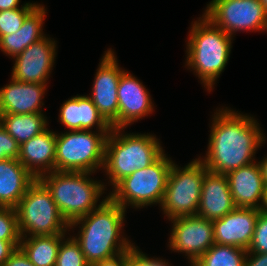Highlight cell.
I'll list each match as a JSON object with an SVG mask.
<instances>
[{
  "label": "cell",
  "mask_w": 267,
  "mask_h": 266,
  "mask_svg": "<svg viewBox=\"0 0 267 266\" xmlns=\"http://www.w3.org/2000/svg\"><path fill=\"white\" fill-rule=\"evenodd\" d=\"M213 119L208 152L200 159L206 169L227 174L253 163L256 149L265 142L256 120L230 109L219 110Z\"/></svg>",
  "instance_id": "cell-1"
},
{
  "label": "cell",
  "mask_w": 267,
  "mask_h": 266,
  "mask_svg": "<svg viewBox=\"0 0 267 266\" xmlns=\"http://www.w3.org/2000/svg\"><path fill=\"white\" fill-rule=\"evenodd\" d=\"M124 214L125 209L107 196L89 214L69 224L71 229L82 224L79 237L74 239L79 243L86 261L91 266L133 246L126 238L120 237Z\"/></svg>",
  "instance_id": "cell-2"
},
{
  "label": "cell",
  "mask_w": 267,
  "mask_h": 266,
  "mask_svg": "<svg viewBox=\"0 0 267 266\" xmlns=\"http://www.w3.org/2000/svg\"><path fill=\"white\" fill-rule=\"evenodd\" d=\"M191 28L187 43V65L195 70L200 81L211 91L228 62L233 39L204 15Z\"/></svg>",
  "instance_id": "cell-3"
},
{
  "label": "cell",
  "mask_w": 267,
  "mask_h": 266,
  "mask_svg": "<svg viewBox=\"0 0 267 266\" xmlns=\"http://www.w3.org/2000/svg\"><path fill=\"white\" fill-rule=\"evenodd\" d=\"M121 130L123 128H112L105 144L103 168L113 187L136 170L151 165L164 153L154 135H122Z\"/></svg>",
  "instance_id": "cell-4"
},
{
  "label": "cell",
  "mask_w": 267,
  "mask_h": 266,
  "mask_svg": "<svg viewBox=\"0 0 267 266\" xmlns=\"http://www.w3.org/2000/svg\"><path fill=\"white\" fill-rule=\"evenodd\" d=\"M90 174L54 170L39 178L49 189L60 214L68 224L97 208V201L105 188L100 182L90 180Z\"/></svg>",
  "instance_id": "cell-5"
},
{
  "label": "cell",
  "mask_w": 267,
  "mask_h": 266,
  "mask_svg": "<svg viewBox=\"0 0 267 266\" xmlns=\"http://www.w3.org/2000/svg\"><path fill=\"white\" fill-rule=\"evenodd\" d=\"M21 238L65 234L69 224L62 217L49 189L40 179H35L15 207Z\"/></svg>",
  "instance_id": "cell-6"
},
{
  "label": "cell",
  "mask_w": 267,
  "mask_h": 266,
  "mask_svg": "<svg viewBox=\"0 0 267 266\" xmlns=\"http://www.w3.org/2000/svg\"><path fill=\"white\" fill-rule=\"evenodd\" d=\"M172 163L163 153L151 165L121 180L108 196L124 209L127 204L136 208L161 205Z\"/></svg>",
  "instance_id": "cell-7"
},
{
  "label": "cell",
  "mask_w": 267,
  "mask_h": 266,
  "mask_svg": "<svg viewBox=\"0 0 267 266\" xmlns=\"http://www.w3.org/2000/svg\"><path fill=\"white\" fill-rule=\"evenodd\" d=\"M109 133L76 130L56 134L55 171L93 173L99 167L103 168Z\"/></svg>",
  "instance_id": "cell-8"
},
{
  "label": "cell",
  "mask_w": 267,
  "mask_h": 266,
  "mask_svg": "<svg viewBox=\"0 0 267 266\" xmlns=\"http://www.w3.org/2000/svg\"><path fill=\"white\" fill-rule=\"evenodd\" d=\"M207 171L199 158L181 170L172 163L160 205L169 219L197 214Z\"/></svg>",
  "instance_id": "cell-9"
},
{
  "label": "cell",
  "mask_w": 267,
  "mask_h": 266,
  "mask_svg": "<svg viewBox=\"0 0 267 266\" xmlns=\"http://www.w3.org/2000/svg\"><path fill=\"white\" fill-rule=\"evenodd\" d=\"M232 36L239 30H267V13L259 0H212L204 13Z\"/></svg>",
  "instance_id": "cell-10"
},
{
  "label": "cell",
  "mask_w": 267,
  "mask_h": 266,
  "mask_svg": "<svg viewBox=\"0 0 267 266\" xmlns=\"http://www.w3.org/2000/svg\"><path fill=\"white\" fill-rule=\"evenodd\" d=\"M173 223L170 249L188 255L191 266L215 244L213 221L197 215L169 219Z\"/></svg>",
  "instance_id": "cell-11"
},
{
  "label": "cell",
  "mask_w": 267,
  "mask_h": 266,
  "mask_svg": "<svg viewBox=\"0 0 267 266\" xmlns=\"http://www.w3.org/2000/svg\"><path fill=\"white\" fill-rule=\"evenodd\" d=\"M114 55L110 49L102 57L89 98L111 128H118V83L125 70L118 66Z\"/></svg>",
  "instance_id": "cell-12"
},
{
  "label": "cell",
  "mask_w": 267,
  "mask_h": 266,
  "mask_svg": "<svg viewBox=\"0 0 267 266\" xmlns=\"http://www.w3.org/2000/svg\"><path fill=\"white\" fill-rule=\"evenodd\" d=\"M56 43L50 38H42L15 56L12 76L16 81L46 85L50 70L55 63Z\"/></svg>",
  "instance_id": "cell-13"
},
{
  "label": "cell",
  "mask_w": 267,
  "mask_h": 266,
  "mask_svg": "<svg viewBox=\"0 0 267 266\" xmlns=\"http://www.w3.org/2000/svg\"><path fill=\"white\" fill-rule=\"evenodd\" d=\"M257 208L236 207L224 217L213 221L215 244L230 245L248 250L256 220Z\"/></svg>",
  "instance_id": "cell-14"
},
{
  "label": "cell",
  "mask_w": 267,
  "mask_h": 266,
  "mask_svg": "<svg viewBox=\"0 0 267 266\" xmlns=\"http://www.w3.org/2000/svg\"><path fill=\"white\" fill-rule=\"evenodd\" d=\"M118 128L147 116L153 104L147 89L128 72H124L118 83Z\"/></svg>",
  "instance_id": "cell-15"
},
{
  "label": "cell",
  "mask_w": 267,
  "mask_h": 266,
  "mask_svg": "<svg viewBox=\"0 0 267 266\" xmlns=\"http://www.w3.org/2000/svg\"><path fill=\"white\" fill-rule=\"evenodd\" d=\"M236 208L226 174L207 171L202 185L197 216L218 220Z\"/></svg>",
  "instance_id": "cell-16"
},
{
  "label": "cell",
  "mask_w": 267,
  "mask_h": 266,
  "mask_svg": "<svg viewBox=\"0 0 267 266\" xmlns=\"http://www.w3.org/2000/svg\"><path fill=\"white\" fill-rule=\"evenodd\" d=\"M226 177L236 207L260 209L266 185L259 163L232 170Z\"/></svg>",
  "instance_id": "cell-17"
},
{
  "label": "cell",
  "mask_w": 267,
  "mask_h": 266,
  "mask_svg": "<svg viewBox=\"0 0 267 266\" xmlns=\"http://www.w3.org/2000/svg\"><path fill=\"white\" fill-rule=\"evenodd\" d=\"M55 157L56 133L46 129L20 145L18 160L36 179H39L43 174L55 170Z\"/></svg>",
  "instance_id": "cell-18"
},
{
  "label": "cell",
  "mask_w": 267,
  "mask_h": 266,
  "mask_svg": "<svg viewBox=\"0 0 267 266\" xmlns=\"http://www.w3.org/2000/svg\"><path fill=\"white\" fill-rule=\"evenodd\" d=\"M45 90L46 85L12 78L10 84L0 89V114L42 113L41 100Z\"/></svg>",
  "instance_id": "cell-19"
},
{
  "label": "cell",
  "mask_w": 267,
  "mask_h": 266,
  "mask_svg": "<svg viewBox=\"0 0 267 266\" xmlns=\"http://www.w3.org/2000/svg\"><path fill=\"white\" fill-rule=\"evenodd\" d=\"M59 119L70 131L90 130L97 125L99 132H110L111 126L99 114L97 107L88 96H75L60 108Z\"/></svg>",
  "instance_id": "cell-20"
},
{
  "label": "cell",
  "mask_w": 267,
  "mask_h": 266,
  "mask_svg": "<svg viewBox=\"0 0 267 266\" xmlns=\"http://www.w3.org/2000/svg\"><path fill=\"white\" fill-rule=\"evenodd\" d=\"M35 179L18 159L0 160V207L15 208Z\"/></svg>",
  "instance_id": "cell-21"
},
{
  "label": "cell",
  "mask_w": 267,
  "mask_h": 266,
  "mask_svg": "<svg viewBox=\"0 0 267 266\" xmlns=\"http://www.w3.org/2000/svg\"><path fill=\"white\" fill-rule=\"evenodd\" d=\"M46 9L40 4L25 18L22 27L16 32L0 38V49L7 55L15 57L31 44L45 36L42 32Z\"/></svg>",
  "instance_id": "cell-22"
},
{
  "label": "cell",
  "mask_w": 267,
  "mask_h": 266,
  "mask_svg": "<svg viewBox=\"0 0 267 266\" xmlns=\"http://www.w3.org/2000/svg\"><path fill=\"white\" fill-rule=\"evenodd\" d=\"M65 234L21 238L19 248L35 266H55L58 249ZM26 239V240H23Z\"/></svg>",
  "instance_id": "cell-23"
},
{
  "label": "cell",
  "mask_w": 267,
  "mask_h": 266,
  "mask_svg": "<svg viewBox=\"0 0 267 266\" xmlns=\"http://www.w3.org/2000/svg\"><path fill=\"white\" fill-rule=\"evenodd\" d=\"M0 124L19 145L47 129L43 113L0 114Z\"/></svg>",
  "instance_id": "cell-24"
},
{
  "label": "cell",
  "mask_w": 267,
  "mask_h": 266,
  "mask_svg": "<svg viewBox=\"0 0 267 266\" xmlns=\"http://www.w3.org/2000/svg\"><path fill=\"white\" fill-rule=\"evenodd\" d=\"M247 250L214 244L192 266H244Z\"/></svg>",
  "instance_id": "cell-25"
},
{
  "label": "cell",
  "mask_w": 267,
  "mask_h": 266,
  "mask_svg": "<svg viewBox=\"0 0 267 266\" xmlns=\"http://www.w3.org/2000/svg\"><path fill=\"white\" fill-rule=\"evenodd\" d=\"M38 6L35 3H26L21 8L0 11V38L4 35L16 33L25 18Z\"/></svg>",
  "instance_id": "cell-26"
},
{
  "label": "cell",
  "mask_w": 267,
  "mask_h": 266,
  "mask_svg": "<svg viewBox=\"0 0 267 266\" xmlns=\"http://www.w3.org/2000/svg\"><path fill=\"white\" fill-rule=\"evenodd\" d=\"M55 266H91L84 257L79 243L73 238L61 241Z\"/></svg>",
  "instance_id": "cell-27"
},
{
  "label": "cell",
  "mask_w": 267,
  "mask_h": 266,
  "mask_svg": "<svg viewBox=\"0 0 267 266\" xmlns=\"http://www.w3.org/2000/svg\"><path fill=\"white\" fill-rule=\"evenodd\" d=\"M0 240L20 241L17 212L12 207H0Z\"/></svg>",
  "instance_id": "cell-28"
},
{
  "label": "cell",
  "mask_w": 267,
  "mask_h": 266,
  "mask_svg": "<svg viewBox=\"0 0 267 266\" xmlns=\"http://www.w3.org/2000/svg\"><path fill=\"white\" fill-rule=\"evenodd\" d=\"M250 253H267V213L259 212L251 244Z\"/></svg>",
  "instance_id": "cell-29"
},
{
  "label": "cell",
  "mask_w": 267,
  "mask_h": 266,
  "mask_svg": "<svg viewBox=\"0 0 267 266\" xmlns=\"http://www.w3.org/2000/svg\"><path fill=\"white\" fill-rule=\"evenodd\" d=\"M20 145L0 124V160L18 159Z\"/></svg>",
  "instance_id": "cell-30"
},
{
  "label": "cell",
  "mask_w": 267,
  "mask_h": 266,
  "mask_svg": "<svg viewBox=\"0 0 267 266\" xmlns=\"http://www.w3.org/2000/svg\"><path fill=\"white\" fill-rule=\"evenodd\" d=\"M129 266H169L168 263L163 262L158 258H149L144 253L140 252L136 246L131 247V258Z\"/></svg>",
  "instance_id": "cell-31"
},
{
  "label": "cell",
  "mask_w": 267,
  "mask_h": 266,
  "mask_svg": "<svg viewBox=\"0 0 267 266\" xmlns=\"http://www.w3.org/2000/svg\"><path fill=\"white\" fill-rule=\"evenodd\" d=\"M131 258V248L121 252L116 256L97 262L93 266H129Z\"/></svg>",
  "instance_id": "cell-32"
},
{
  "label": "cell",
  "mask_w": 267,
  "mask_h": 266,
  "mask_svg": "<svg viewBox=\"0 0 267 266\" xmlns=\"http://www.w3.org/2000/svg\"><path fill=\"white\" fill-rule=\"evenodd\" d=\"M20 241L0 240V266L19 248Z\"/></svg>",
  "instance_id": "cell-33"
},
{
  "label": "cell",
  "mask_w": 267,
  "mask_h": 266,
  "mask_svg": "<svg viewBox=\"0 0 267 266\" xmlns=\"http://www.w3.org/2000/svg\"><path fill=\"white\" fill-rule=\"evenodd\" d=\"M2 266H35L31 263L24 252L17 248L16 251L9 257V259Z\"/></svg>",
  "instance_id": "cell-34"
},
{
  "label": "cell",
  "mask_w": 267,
  "mask_h": 266,
  "mask_svg": "<svg viewBox=\"0 0 267 266\" xmlns=\"http://www.w3.org/2000/svg\"><path fill=\"white\" fill-rule=\"evenodd\" d=\"M244 266H267V253H250L247 251Z\"/></svg>",
  "instance_id": "cell-35"
},
{
  "label": "cell",
  "mask_w": 267,
  "mask_h": 266,
  "mask_svg": "<svg viewBox=\"0 0 267 266\" xmlns=\"http://www.w3.org/2000/svg\"><path fill=\"white\" fill-rule=\"evenodd\" d=\"M20 0H0V11L19 8Z\"/></svg>",
  "instance_id": "cell-36"
},
{
  "label": "cell",
  "mask_w": 267,
  "mask_h": 266,
  "mask_svg": "<svg viewBox=\"0 0 267 266\" xmlns=\"http://www.w3.org/2000/svg\"><path fill=\"white\" fill-rule=\"evenodd\" d=\"M260 167H261V171H262V176L265 182V185L267 186V158L263 159V161L258 162Z\"/></svg>",
  "instance_id": "cell-37"
},
{
  "label": "cell",
  "mask_w": 267,
  "mask_h": 266,
  "mask_svg": "<svg viewBox=\"0 0 267 266\" xmlns=\"http://www.w3.org/2000/svg\"><path fill=\"white\" fill-rule=\"evenodd\" d=\"M259 210L263 213H267V186L265 187V192L263 194V199Z\"/></svg>",
  "instance_id": "cell-38"
},
{
  "label": "cell",
  "mask_w": 267,
  "mask_h": 266,
  "mask_svg": "<svg viewBox=\"0 0 267 266\" xmlns=\"http://www.w3.org/2000/svg\"><path fill=\"white\" fill-rule=\"evenodd\" d=\"M262 4H263V7L265 8V11L267 13V0H259Z\"/></svg>",
  "instance_id": "cell-39"
}]
</instances>
